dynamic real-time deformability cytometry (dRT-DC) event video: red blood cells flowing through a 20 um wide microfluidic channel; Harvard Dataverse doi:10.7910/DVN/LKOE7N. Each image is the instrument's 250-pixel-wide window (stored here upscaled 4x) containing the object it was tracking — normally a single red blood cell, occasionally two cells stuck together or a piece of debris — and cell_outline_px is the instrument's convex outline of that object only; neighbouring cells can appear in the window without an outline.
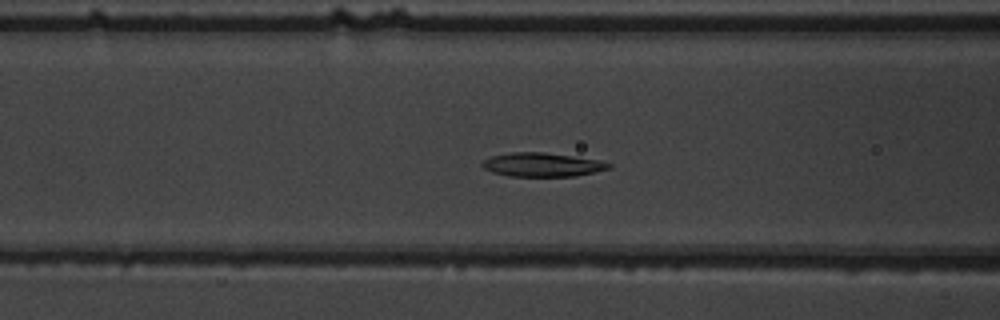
{"species": "common noctule bat (a hibernating species)", "species_latin": "Nyctalus noctula", "temperature_condition": "warm", "stored_images_in_passage": 37, "camera_frame_rate_fps": 3000, "um_per_image_px": 0.085, "animal": {"sex": "male", "body_mass_g": 19.5, "forearm_length_mm": 54.6}, "frame": {"image": 1, "passage_image": 5, "time_ms": 1.333, "image_size_px": [1000, 320], "cell_outline_px": [[612, 168], [576, 176], [508, 176], [492, 172], [484, 168], [480, 164], [484, 160], [492, 156], [508, 152], [544, 152], [600, 160], [612, 164]], "centroid_in_image_um": [46.09, 13.99], "position_along_channel_um": 120.5, "area_um2": 17.63}}
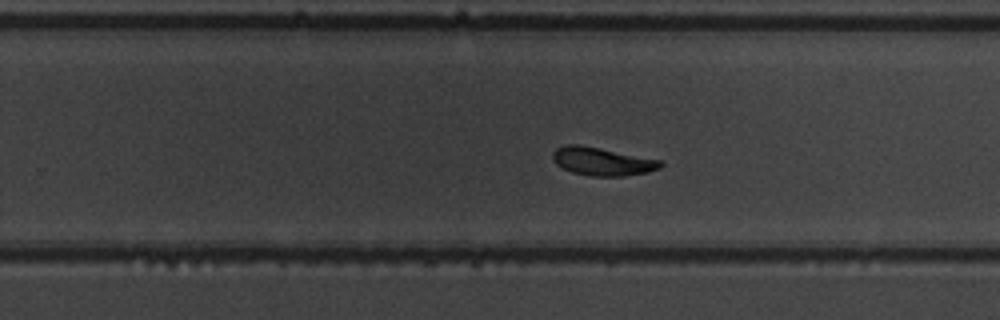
{"frame": {"image": 2, "passage_image": 18, "time_ms": 5.667, "image_size_px": [1000, 320], "cell_outline_px": [[664, 164], [660, 168], [648, 172], [624, 176], [588, 176], [572, 172], [556, 164], [552, 160], [552, 152], [556, 148], [564, 144], [576, 144], [660, 160]], "centroid_in_image_um": [51.15, 13.73], "position_along_channel_um": 278.7, "area_um2": 17.51}}
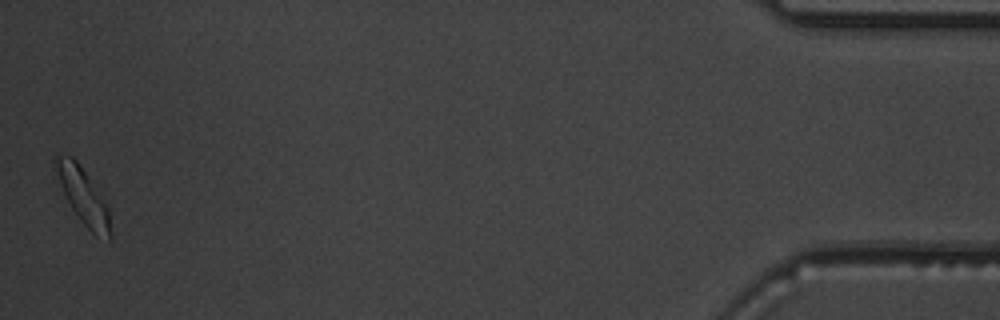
{"frame": {"image": 3, "passage_image": 37, "time_ms": 12.0, "image_size_px": [1000, 320], "cell_outline_px": [[112, 240], [108, 240], [96, 236], [80, 220], [72, 208], [52, 168], [52, 156], [56, 152], [72, 156], [104, 188], [108, 208], [112, 232]], "centroid_in_image_um": [7.11, 16.55], "position_along_channel_um": 428.1, "area_um2": 19.36}, "authors_computed_cell_mechanics": {"area_um2": 17.629, "velocity_mm_per_s": 3.66, "shape_relaxation_time_tau1_ms": 3.5541, "shape_relaxation_time_tau2_ms": 3.5171, "deformation_change_tau1": 0.1619, "deformation_change_tau2": 0.1073}}